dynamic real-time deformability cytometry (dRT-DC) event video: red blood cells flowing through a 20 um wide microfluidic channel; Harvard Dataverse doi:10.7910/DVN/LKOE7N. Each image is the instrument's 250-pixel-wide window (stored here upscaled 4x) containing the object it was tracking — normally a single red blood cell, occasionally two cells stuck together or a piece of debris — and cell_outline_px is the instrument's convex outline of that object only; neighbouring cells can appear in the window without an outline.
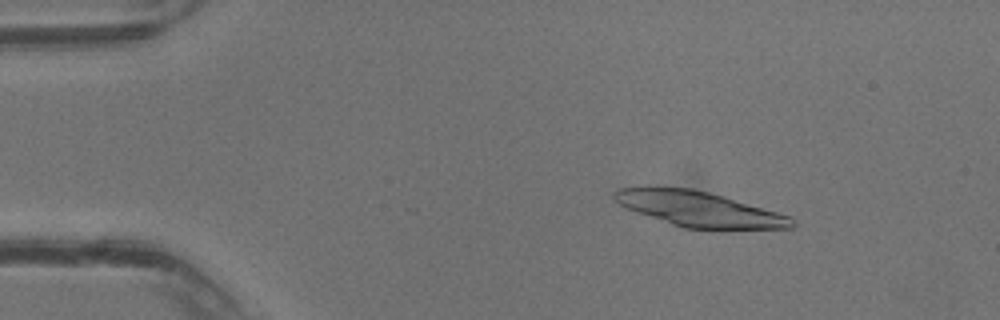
{"species": "common noctule bat (a hibernating species)", "species_latin": "Nyctalus noctula", "temperature_condition": "warm", "stored_images_in_passage": 39, "camera_frame_rate_fps": 3000, "um_per_image_px": 0.085, "animal": {"sex": "male", "body_mass_g": 13.3}, "frame": {"image": 1, "passage_image": 6, "time_ms": 1.667, "image_size_px": [1000, 320], "cell_outline_px": [[796, 224], [792, 228], [724, 232], [712, 232], [684, 228], [624, 208], [612, 196], [612, 192], [616, 188], [692, 188], [724, 196], [792, 216], [796, 220]], "centroid_in_image_um": [59.57, 17.85], "position_along_channel_um": 25.4, "area_um2": 37.57}}
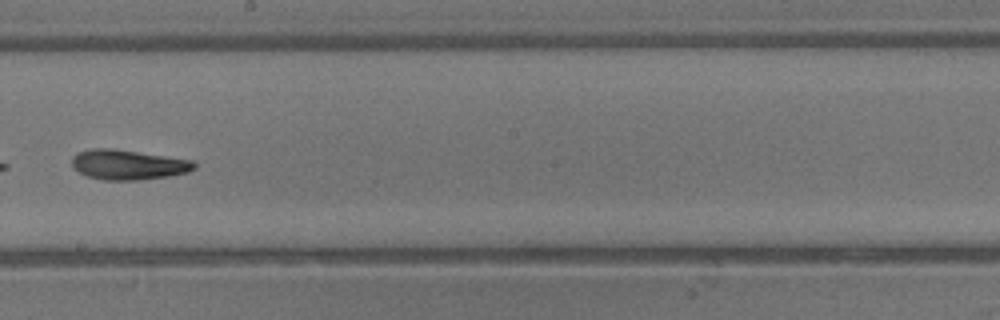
{"frame": {"image": 2, "passage_image": 23, "time_ms": 7.333, "image_size_px": [1000, 320], "cell_outline_px": [[196, 168], [188, 172], [168, 176], [140, 180], [104, 180], [84, 176], [72, 168], [72, 156], [76, 152], [92, 148], [112, 148], [192, 160], [196, 164]], "centroid_in_image_um": [10.83, 14.0], "position_along_channel_um": 237.4, "area_um2": 21.56}}